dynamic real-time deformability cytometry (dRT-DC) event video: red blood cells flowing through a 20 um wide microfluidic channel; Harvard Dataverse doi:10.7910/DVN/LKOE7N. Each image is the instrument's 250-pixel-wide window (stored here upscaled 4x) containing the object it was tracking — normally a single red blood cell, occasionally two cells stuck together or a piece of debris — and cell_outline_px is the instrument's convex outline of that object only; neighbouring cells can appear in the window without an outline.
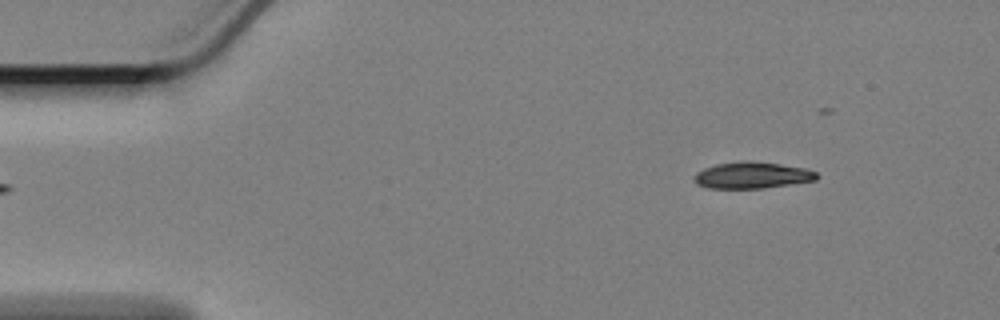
{"species": "Egyptian fruit bat (a non-hibernating species)", "species_latin": "Rousettus aegyptiacus", "temperature_condition": "cold", "stored_images_in_passage": 54, "camera_frame_rate_fps": 3000, "um_per_image_px": 0.085, "animal": {"sex": "female"}, "frame": {"image": 1, "passage_image": 1, "time_ms": 0.0, "image_size_px": [1000, 320], "cell_outline_px": [[820, 176], [816, 180], [764, 188], [708, 188], [696, 184], [696, 172], [704, 168], [716, 164], [780, 164], [804, 168], [816, 172]], "centroid_in_image_um": [63.97, 14.95], "position_along_channel_um": 21.0, "area_um2": 17.86}}
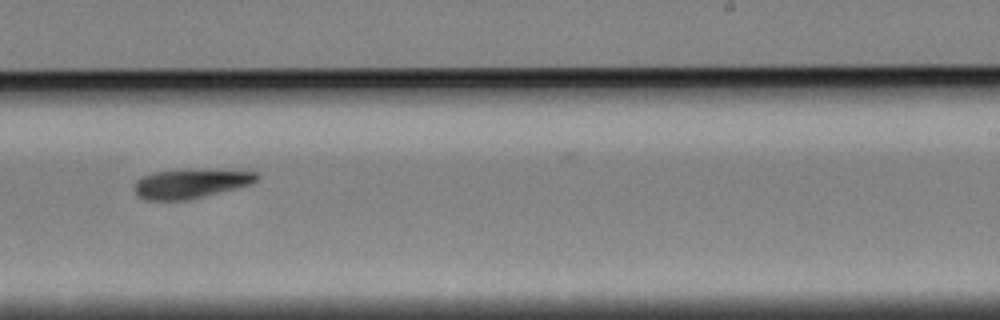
{"frame": {"image": 2, "passage_image": 31, "time_ms": 10.0, "image_size_px": [1000, 320], "cell_outline_px": [[260, 176], [256, 180], [248, 184], [204, 196], [188, 200], [144, 200], [136, 196], [132, 188], [136, 180], [144, 176], [156, 172], [216, 168], [256, 172]], "centroid_in_image_um": [16.17, 15.59], "position_along_channel_um": 272.8, "area_um2": 20.98}}
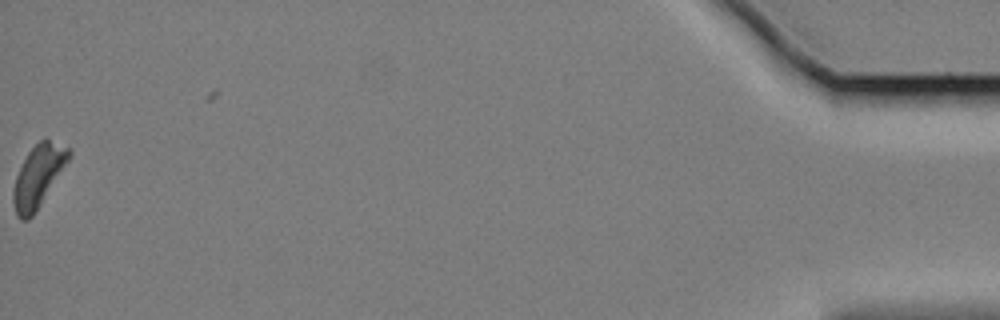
{"frame": {"image": 3, "passage_image": 54, "time_ms": 17.667, "image_size_px": [1000, 320], "cell_outline_px": [[72, 152], [68, 160], [40, 204], [32, 216], [28, 220], [20, 220], [16, 216], [12, 200], [12, 192], [16, 176], [28, 152], [40, 140], [48, 140], [68, 148]], "centroid_in_image_um": [3.2, 15.01], "position_along_channel_um": 432.0, "area_um2": 19.36}, "authors_computed_cell_mechanics": {"area_um2": 20.2589, "velocity_mm_per_s": 3.3081, "shape_relaxation_time_tau1_ms": 2.9169, "shape_relaxation_time_tau2_ms": null, "deformation_change_tau1": 0.067, "deformation_change_tau2": null}}